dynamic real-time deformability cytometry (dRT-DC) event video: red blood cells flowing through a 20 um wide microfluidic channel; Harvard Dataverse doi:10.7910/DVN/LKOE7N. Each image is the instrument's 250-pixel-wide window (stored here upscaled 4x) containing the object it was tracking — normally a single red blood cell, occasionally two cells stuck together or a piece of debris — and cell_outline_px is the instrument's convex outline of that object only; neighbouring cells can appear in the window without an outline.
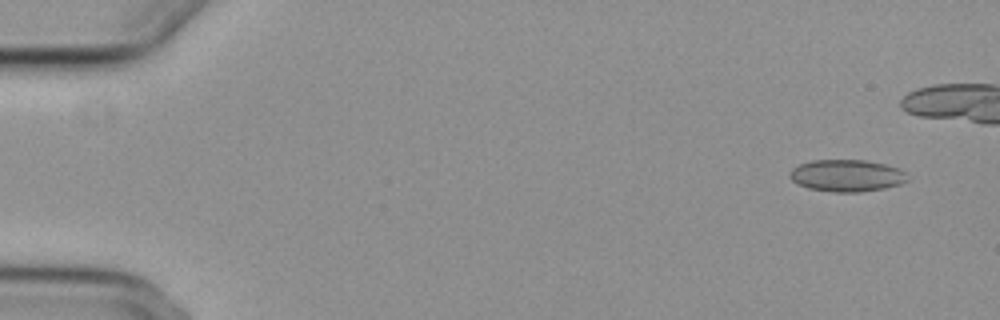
{"species": "common noctule bat (a hibernating species)", "species_latin": "Nyctalus noctula", "temperature_condition": "cold", "stored_images_in_passage": 43, "camera_frame_rate_fps": 3000, "um_per_image_px": 0.085, "animal": {"sex": "female", "body_mass_g": 29.2, "forearm_length_mm": 56.3}, "frame": {"image": 1, "passage_image": 1, "time_ms": 0.0, "image_size_px": [1000, 320], "cell_outline_px": [[908, 180], [900, 184], [884, 188], [860, 192], [836, 192], [808, 188], [792, 180], [788, 176], [792, 168], [800, 164], [812, 160], [864, 160], [884, 164], [900, 168], [904, 172]], "centroid_in_image_um": [71.97, 14.92], "position_along_channel_um": 13.0, "area_um2": 21.79}}
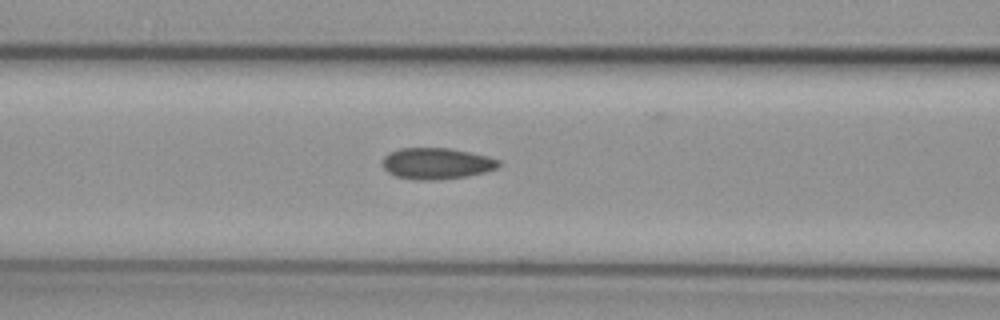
{"frame": {"image": 2, "passage_image": 21, "time_ms": 6.667, "image_size_px": [1000, 320], "cell_outline_px": [[500, 164], [496, 168], [484, 172], [468, 176], [436, 180], [416, 180], [396, 176], [388, 172], [384, 168], [384, 156], [388, 152], [400, 148], [452, 148], [488, 156], [500, 160]], "centroid_in_image_um": [37.12, 13.89], "position_along_channel_um": 129.5, "area_um2": 21.21}}
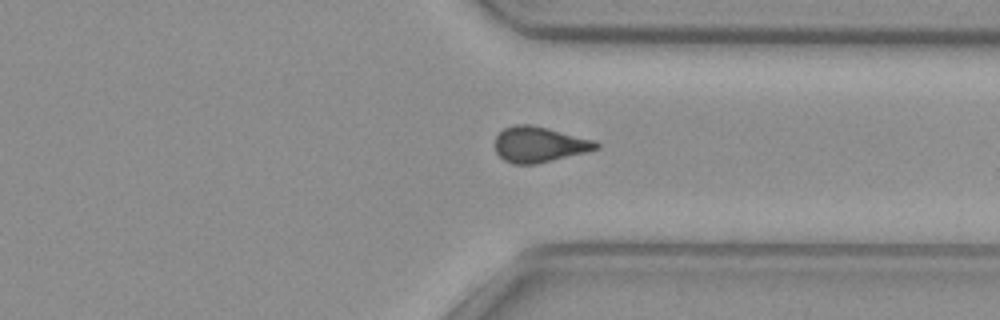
{"frame": {"image": 3, "passage_image": 40, "time_ms": 13.0, "image_size_px": [1000, 320], "cell_outline_px": [[600, 148], [536, 164], [512, 164], [504, 160], [496, 152], [496, 136], [504, 128], [516, 124], [532, 124], [596, 140], [600, 144]], "centroid_in_image_um": [45.84, 12.27], "position_along_channel_um": 365.6, "area_um2": 20.92}}